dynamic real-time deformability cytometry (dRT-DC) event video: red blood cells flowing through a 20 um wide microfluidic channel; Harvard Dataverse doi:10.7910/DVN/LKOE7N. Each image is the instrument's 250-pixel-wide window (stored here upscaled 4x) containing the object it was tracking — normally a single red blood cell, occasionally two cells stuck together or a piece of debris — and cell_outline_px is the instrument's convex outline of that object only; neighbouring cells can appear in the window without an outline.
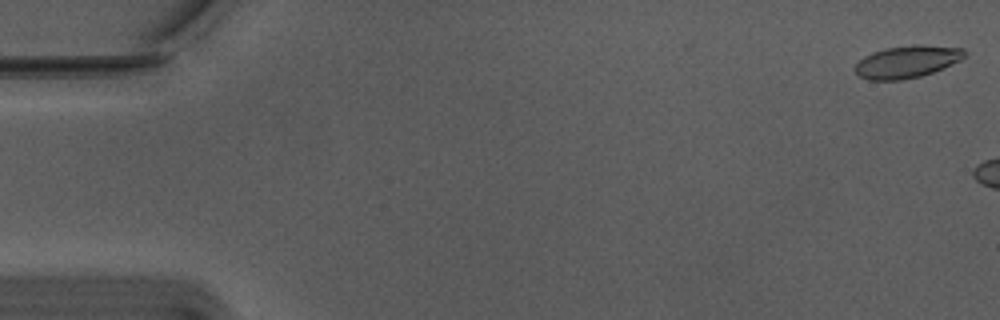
{"species": "Egyptian fruit bat (a non-hibernating species)", "species_latin": "Rousettus aegyptiacus", "temperature_condition": "warm", "stored_images_in_passage": 10, "camera_frame_rate_fps": 3000, "um_per_image_px": 0.085, "animal": {"sex": "male"}, "frame": {"image": 1, "passage_image": 1, "time_ms": 0.0, "image_size_px": [1000, 320], "cell_outline_px": [[968, 52], [960, 60], [932, 72], [920, 76], [900, 80], [868, 80], [860, 76], [856, 72], [856, 64], [864, 56], [872, 52], [884, 48], [916, 44], [920, 44], [964, 48]], "centroid_in_image_um": [77.1, 5.23], "position_along_channel_um": 7.9, "area_um2": 20.52}}